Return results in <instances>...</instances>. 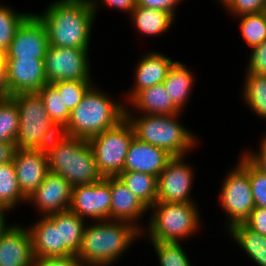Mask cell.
Returning <instances> with one entry per match:
<instances>
[{"instance_id": "1", "label": "cell", "mask_w": 266, "mask_h": 266, "mask_svg": "<svg viewBox=\"0 0 266 266\" xmlns=\"http://www.w3.org/2000/svg\"><path fill=\"white\" fill-rule=\"evenodd\" d=\"M36 14L47 28L49 46L90 49L96 15L89 0H55Z\"/></svg>"}, {"instance_id": "2", "label": "cell", "mask_w": 266, "mask_h": 266, "mask_svg": "<svg viewBox=\"0 0 266 266\" xmlns=\"http://www.w3.org/2000/svg\"><path fill=\"white\" fill-rule=\"evenodd\" d=\"M141 235L139 228L125 221H92L84 228L76 257L85 266L114 265Z\"/></svg>"}, {"instance_id": "3", "label": "cell", "mask_w": 266, "mask_h": 266, "mask_svg": "<svg viewBox=\"0 0 266 266\" xmlns=\"http://www.w3.org/2000/svg\"><path fill=\"white\" fill-rule=\"evenodd\" d=\"M125 105L93 85L70 112L69 120L61 133L88 140L124 120Z\"/></svg>"}, {"instance_id": "4", "label": "cell", "mask_w": 266, "mask_h": 266, "mask_svg": "<svg viewBox=\"0 0 266 266\" xmlns=\"http://www.w3.org/2000/svg\"><path fill=\"white\" fill-rule=\"evenodd\" d=\"M45 151L49 172L62 176L73 187L96 183L103 178L87 139L60 133Z\"/></svg>"}, {"instance_id": "5", "label": "cell", "mask_w": 266, "mask_h": 266, "mask_svg": "<svg viewBox=\"0 0 266 266\" xmlns=\"http://www.w3.org/2000/svg\"><path fill=\"white\" fill-rule=\"evenodd\" d=\"M180 115L126 114V118L138 140L162 148L173 157H182L200 142L190 129L179 122Z\"/></svg>"}, {"instance_id": "6", "label": "cell", "mask_w": 266, "mask_h": 266, "mask_svg": "<svg viewBox=\"0 0 266 266\" xmlns=\"http://www.w3.org/2000/svg\"><path fill=\"white\" fill-rule=\"evenodd\" d=\"M196 204L156 202L142 233L150 242L185 241L201 228V212Z\"/></svg>"}, {"instance_id": "7", "label": "cell", "mask_w": 266, "mask_h": 266, "mask_svg": "<svg viewBox=\"0 0 266 266\" xmlns=\"http://www.w3.org/2000/svg\"><path fill=\"white\" fill-rule=\"evenodd\" d=\"M11 99L17 104L19 130L16 137L18 149H46L61 133L46 112L37 93H20Z\"/></svg>"}, {"instance_id": "8", "label": "cell", "mask_w": 266, "mask_h": 266, "mask_svg": "<svg viewBox=\"0 0 266 266\" xmlns=\"http://www.w3.org/2000/svg\"><path fill=\"white\" fill-rule=\"evenodd\" d=\"M240 154L238 163L226 174L219 190V203L228 217L226 230L244 223L255 208L249 180V159Z\"/></svg>"}, {"instance_id": "9", "label": "cell", "mask_w": 266, "mask_h": 266, "mask_svg": "<svg viewBox=\"0 0 266 266\" xmlns=\"http://www.w3.org/2000/svg\"><path fill=\"white\" fill-rule=\"evenodd\" d=\"M134 137L133 127L125 118L115 127L88 139L102 177H117L123 172L126 155Z\"/></svg>"}, {"instance_id": "10", "label": "cell", "mask_w": 266, "mask_h": 266, "mask_svg": "<svg viewBox=\"0 0 266 266\" xmlns=\"http://www.w3.org/2000/svg\"><path fill=\"white\" fill-rule=\"evenodd\" d=\"M89 49L49 46L44 57L48 83L92 81Z\"/></svg>"}, {"instance_id": "11", "label": "cell", "mask_w": 266, "mask_h": 266, "mask_svg": "<svg viewBox=\"0 0 266 266\" xmlns=\"http://www.w3.org/2000/svg\"><path fill=\"white\" fill-rule=\"evenodd\" d=\"M186 156L173 157L157 177V202L195 203L190 198L195 178Z\"/></svg>"}, {"instance_id": "12", "label": "cell", "mask_w": 266, "mask_h": 266, "mask_svg": "<svg viewBox=\"0 0 266 266\" xmlns=\"http://www.w3.org/2000/svg\"><path fill=\"white\" fill-rule=\"evenodd\" d=\"M69 210L86 220H111L110 177L72 188Z\"/></svg>"}, {"instance_id": "13", "label": "cell", "mask_w": 266, "mask_h": 266, "mask_svg": "<svg viewBox=\"0 0 266 266\" xmlns=\"http://www.w3.org/2000/svg\"><path fill=\"white\" fill-rule=\"evenodd\" d=\"M49 47L45 24L36 13H30L18 26L8 50L6 59H44Z\"/></svg>"}, {"instance_id": "14", "label": "cell", "mask_w": 266, "mask_h": 266, "mask_svg": "<svg viewBox=\"0 0 266 266\" xmlns=\"http://www.w3.org/2000/svg\"><path fill=\"white\" fill-rule=\"evenodd\" d=\"M73 186L62 176L49 172L40 186L27 198L40 217L69 209ZM33 203V204H32Z\"/></svg>"}, {"instance_id": "15", "label": "cell", "mask_w": 266, "mask_h": 266, "mask_svg": "<svg viewBox=\"0 0 266 266\" xmlns=\"http://www.w3.org/2000/svg\"><path fill=\"white\" fill-rule=\"evenodd\" d=\"M5 63L7 82L12 96L20 93H37L48 84L44 59H5Z\"/></svg>"}, {"instance_id": "16", "label": "cell", "mask_w": 266, "mask_h": 266, "mask_svg": "<svg viewBox=\"0 0 266 266\" xmlns=\"http://www.w3.org/2000/svg\"><path fill=\"white\" fill-rule=\"evenodd\" d=\"M13 164L21 192L28 198L48 175L45 149H17Z\"/></svg>"}, {"instance_id": "17", "label": "cell", "mask_w": 266, "mask_h": 266, "mask_svg": "<svg viewBox=\"0 0 266 266\" xmlns=\"http://www.w3.org/2000/svg\"><path fill=\"white\" fill-rule=\"evenodd\" d=\"M28 228L12 224L0 237V266H35Z\"/></svg>"}, {"instance_id": "18", "label": "cell", "mask_w": 266, "mask_h": 266, "mask_svg": "<svg viewBox=\"0 0 266 266\" xmlns=\"http://www.w3.org/2000/svg\"><path fill=\"white\" fill-rule=\"evenodd\" d=\"M172 158L166 150L134 137L126 155L123 172H142L158 177Z\"/></svg>"}, {"instance_id": "19", "label": "cell", "mask_w": 266, "mask_h": 266, "mask_svg": "<svg viewBox=\"0 0 266 266\" xmlns=\"http://www.w3.org/2000/svg\"><path fill=\"white\" fill-rule=\"evenodd\" d=\"M175 62V60L173 61L170 57L157 51H151L143 55L135 66V84H133L132 89L128 90L127 96L124 97L129 102L140 90L162 84Z\"/></svg>"}, {"instance_id": "20", "label": "cell", "mask_w": 266, "mask_h": 266, "mask_svg": "<svg viewBox=\"0 0 266 266\" xmlns=\"http://www.w3.org/2000/svg\"><path fill=\"white\" fill-rule=\"evenodd\" d=\"M110 192L111 220L131 223L143 231L145 227L140 225V218L142 219L151 209L140 201L118 177H110Z\"/></svg>"}, {"instance_id": "21", "label": "cell", "mask_w": 266, "mask_h": 266, "mask_svg": "<svg viewBox=\"0 0 266 266\" xmlns=\"http://www.w3.org/2000/svg\"><path fill=\"white\" fill-rule=\"evenodd\" d=\"M35 259L46 256L74 255L61 244L60 226H55L47 217H41L28 227Z\"/></svg>"}, {"instance_id": "22", "label": "cell", "mask_w": 266, "mask_h": 266, "mask_svg": "<svg viewBox=\"0 0 266 266\" xmlns=\"http://www.w3.org/2000/svg\"><path fill=\"white\" fill-rule=\"evenodd\" d=\"M127 103L133 107L131 110L126 107V114L173 115L181 113L173 104L163 83L140 90Z\"/></svg>"}, {"instance_id": "23", "label": "cell", "mask_w": 266, "mask_h": 266, "mask_svg": "<svg viewBox=\"0 0 266 266\" xmlns=\"http://www.w3.org/2000/svg\"><path fill=\"white\" fill-rule=\"evenodd\" d=\"M188 66L176 61L169 69L163 85L169 94L173 104L181 111L184 110L185 104L189 103L188 99L192 93L195 83V77Z\"/></svg>"}, {"instance_id": "24", "label": "cell", "mask_w": 266, "mask_h": 266, "mask_svg": "<svg viewBox=\"0 0 266 266\" xmlns=\"http://www.w3.org/2000/svg\"><path fill=\"white\" fill-rule=\"evenodd\" d=\"M134 27L144 36H161L174 24L175 18L166 11L136 6L130 14Z\"/></svg>"}, {"instance_id": "25", "label": "cell", "mask_w": 266, "mask_h": 266, "mask_svg": "<svg viewBox=\"0 0 266 266\" xmlns=\"http://www.w3.org/2000/svg\"><path fill=\"white\" fill-rule=\"evenodd\" d=\"M229 236L258 266H266V236L254 232L244 223L227 229Z\"/></svg>"}, {"instance_id": "26", "label": "cell", "mask_w": 266, "mask_h": 266, "mask_svg": "<svg viewBox=\"0 0 266 266\" xmlns=\"http://www.w3.org/2000/svg\"><path fill=\"white\" fill-rule=\"evenodd\" d=\"M46 217L55 226H60L61 244H65L74 255H77L87 221L69 209Z\"/></svg>"}, {"instance_id": "27", "label": "cell", "mask_w": 266, "mask_h": 266, "mask_svg": "<svg viewBox=\"0 0 266 266\" xmlns=\"http://www.w3.org/2000/svg\"><path fill=\"white\" fill-rule=\"evenodd\" d=\"M117 177L149 209L157 202L156 176L142 172H122Z\"/></svg>"}, {"instance_id": "28", "label": "cell", "mask_w": 266, "mask_h": 266, "mask_svg": "<svg viewBox=\"0 0 266 266\" xmlns=\"http://www.w3.org/2000/svg\"><path fill=\"white\" fill-rule=\"evenodd\" d=\"M20 203L27 204V197L20 190L13 162L0 164V206L12 211Z\"/></svg>"}, {"instance_id": "29", "label": "cell", "mask_w": 266, "mask_h": 266, "mask_svg": "<svg viewBox=\"0 0 266 266\" xmlns=\"http://www.w3.org/2000/svg\"><path fill=\"white\" fill-rule=\"evenodd\" d=\"M243 100L256 116L266 120V75L245 74Z\"/></svg>"}, {"instance_id": "30", "label": "cell", "mask_w": 266, "mask_h": 266, "mask_svg": "<svg viewBox=\"0 0 266 266\" xmlns=\"http://www.w3.org/2000/svg\"><path fill=\"white\" fill-rule=\"evenodd\" d=\"M37 94L51 120L62 130L66 126L71 112L65 105L63 96L51 83L46 84Z\"/></svg>"}, {"instance_id": "31", "label": "cell", "mask_w": 266, "mask_h": 266, "mask_svg": "<svg viewBox=\"0 0 266 266\" xmlns=\"http://www.w3.org/2000/svg\"><path fill=\"white\" fill-rule=\"evenodd\" d=\"M240 19V32L250 48L266 40V11L236 17Z\"/></svg>"}, {"instance_id": "32", "label": "cell", "mask_w": 266, "mask_h": 266, "mask_svg": "<svg viewBox=\"0 0 266 266\" xmlns=\"http://www.w3.org/2000/svg\"><path fill=\"white\" fill-rule=\"evenodd\" d=\"M14 10L10 5L0 3V49L6 52L22 21L31 13Z\"/></svg>"}, {"instance_id": "33", "label": "cell", "mask_w": 266, "mask_h": 266, "mask_svg": "<svg viewBox=\"0 0 266 266\" xmlns=\"http://www.w3.org/2000/svg\"><path fill=\"white\" fill-rule=\"evenodd\" d=\"M19 130L17 104L10 98L0 100V142H14Z\"/></svg>"}, {"instance_id": "34", "label": "cell", "mask_w": 266, "mask_h": 266, "mask_svg": "<svg viewBox=\"0 0 266 266\" xmlns=\"http://www.w3.org/2000/svg\"><path fill=\"white\" fill-rule=\"evenodd\" d=\"M160 266H192L181 242H151Z\"/></svg>"}, {"instance_id": "35", "label": "cell", "mask_w": 266, "mask_h": 266, "mask_svg": "<svg viewBox=\"0 0 266 266\" xmlns=\"http://www.w3.org/2000/svg\"><path fill=\"white\" fill-rule=\"evenodd\" d=\"M93 81H57L51 83L63 96L67 108L72 111L83 99L86 92L94 85Z\"/></svg>"}, {"instance_id": "36", "label": "cell", "mask_w": 266, "mask_h": 266, "mask_svg": "<svg viewBox=\"0 0 266 266\" xmlns=\"http://www.w3.org/2000/svg\"><path fill=\"white\" fill-rule=\"evenodd\" d=\"M249 180L255 207L266 208V173L249 160Z\"/></svg>"}, {"instance_id": "37", "label": "cell", "mask_w": 266, "mask_h": 266, "mask_svg": "<svg viewBox=\"0 0 266 266\" xmlns=\"http://www.w3.org/2000/svg\"><path fill=\"white\" fill-rule=\"evenodd\" d=\"M223 8L230 13V16L232 14V17L255 14L265 11V0H228Z\"/></svg>"}, {"instance_id": "38", "label": "cell", "mask_w": 266, "mask_h": 266, "mask_svg": "<svg viewBox=\"0 0 266 266\" xmlns=\"http://www.w3.org/2000/svg\"><path fill=\"white\" fill-rule=\"evenodd\" d=\"M246 73L266 75V40L251 48Z\"/></svg>"}, {"instance_id": "39", "label": "cell", "mask_w": 266, "mask_h": 266, "mask_svg": "<svg viewBox=\"0 0 266 266\" xmlns=\"http://www.w3.org/2000/svg\"><path fill=\"white\" fill-rule=\"evenodd\" d=\"M91 3V7L94 11V14L97 16V11L99 7L103 5L108 6V8H114V10H120L123 11L124 13H129L135 9L137 6V0H89ZM100 2V4H99ZM100 5V6H98Z\"/></svg>"}, {"instance_id": "40", "label": "cell", "mask_w": 266, "mask_h": 266, "mask_svg": "<svg viewBox=\"0 0 266 266\" xmlns=\"http://www.w3.org/2000/svg\"><path fill=\"white\" fill-rule=\"evenodd\" d=\"M244 224L254 232L266 236V208L255 207Z\"/></svg>"}, {"instance_id": "41", "label": "cell", "mask_w": 266, "mask_h": 266, "mask_svg": "<svg viewBox=\"0 0 266 266\" xmlns=\"http://www.w3.org/2000/svg\"><path fill=\"white\" fill-rule=\"evenodd\" d=\"M35 266H85L76 255L37 258Z\"/></svg>"}, {"instance_id": "42", "label": "cell", "mask_w": 266, "mask_h": 266, "mask_svg": "<svg viewBox=\"0 0 266 266\" xmlns=\"http://www.w3.org/2000/svg\"><path fill=\"white\" fill-rule=\"evenodd\" d=\"M183 0H137V6L166 11L176 18V7Z\"/></svg>"}, {"instance_id": "43", "label": "cell", "mask_w": 266, "mask_h": 266, "mask_svg": "<svg viewBox=\"0 0 266 266\" xmlns=\"http://www.w3.org/2000/svg\"><path fill=\"white\" fill-rule=\"evenodd\" d=\"M259 170L266 173V132L261 138L258 151L245 150L242 152Z\"/></svg>"}, {"instance_id": "44", "label": "cell", "mask_w": 266, "mask_h": 266, "mask_svg": "<svg viewBox=\"0 0 266 266\" xmlns=\"http://www.w3.org/2000/svg\"><path fill=\"white\" fill-rule=\"evenodd\" d=\"M17 149L14 142H0V164L13 161Z\"/></svg>"}, {"instance_id": "45", "label": "cell", "mask_w": 266, "mask_h": 266, "mask_svg": "<svg viewBox=\"0 0 266 266\" xmlns=\"http://www.w3.org/2000/svg\"><path fill=\"white\" fill-rule=\"evenodd\" d=\"M12 97L8 82L6 65H0V100H7Z\"/></svg>"}, {"instance_id": "46", "label": "cell", "mask_w": 266, "mask_h": 266, "mask_svg": "<svg viewBox=\"0 0 266 266\" xmlns=\"http://www.w3.org/2000/svg\"><path fill=\"white\" fill-rule=\"evenodd\" d=\"M8 211L7 208L0 206V237L11 226V224L8 225L6 222V213Z\"/></svg>"}, {"instance_id": "47", "label": "cell", "mask_w": 266, "mask_h": 266, "mask_svg": "<svg viewBox=\"0 0 266 266\" xmlns=\"http://www.w3.org/2000/svg\"><path fill=\"white\" fill-rule=\"evenodd\" d=\"M5 59H6L5 52L0 49V65H6Z\"/></svg>"}, {"instance_id": "48", "label": "cell", "mask_w": 266, "mask_h": 266, "mask_svg": "<svg viewBox=\"0 0 266 266\" xmlns=\"http://www.w3.org/2000/svg\"><path fill=\"white\" fill-rule=\"evenodd\" d=\"M221 5H224L228 0H217Z\"/></svg>"}]
</instances>
